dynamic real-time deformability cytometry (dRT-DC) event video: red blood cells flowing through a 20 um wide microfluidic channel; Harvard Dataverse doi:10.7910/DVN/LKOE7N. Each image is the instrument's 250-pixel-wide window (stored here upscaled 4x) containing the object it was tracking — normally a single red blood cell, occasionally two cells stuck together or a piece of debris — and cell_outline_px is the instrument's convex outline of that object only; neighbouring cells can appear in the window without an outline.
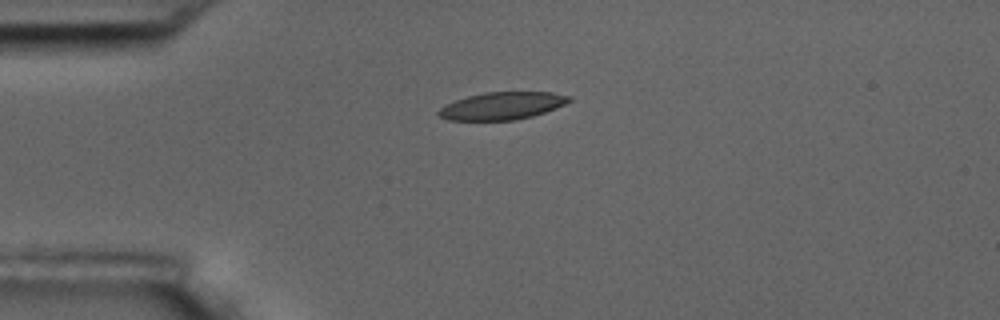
{"species": "common noctule bat (a hibernating species)", "species_latin": "Nyctalus noctula", "temperature_condition": "room temperature", "stored_images_in_passage": 7, "camera_frame_rate_fps": 3000, "um_per_image_px": 0.085, "animal": {"sex": "male", "body_mass_g": 17.5, "forearm_length_mm": 52.3}, "frame": {"image": 1, "passage_image": 1, "time_ms": 0.0, "image_size_px": [1000, 320], "cell_outline_px": [[572, 100], [556, 108], [532, 116], [516, 120], [448, 120], [440, 116], [436, 112], [440, 108], [456, 100], [468, 96], [484, 92], [552, 92], [572, 96]], "centroid_in_image_um": [42.71, 8.99], "position_along_channel_um": 42.3, "area_um2": 20.81}}
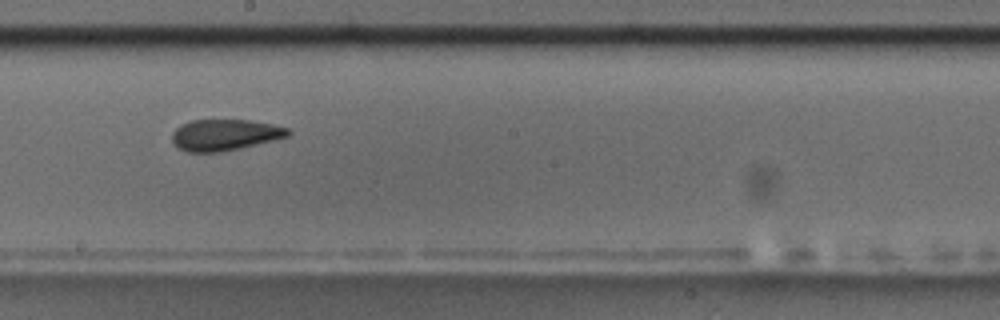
{"frame": {"image": 2, "passage_image": 6, "time_ms": 6.0, "image_size_px": [1000, 320], "cell_outline_px": [[292, 132], [288, 136], [276, 140], [240, 148], [220, 152], [188, 152], [176, 148], [172, 144], [172, 132], [180, 124], [192, 120], [248, 120], [272, 124], [288, 128]], "centroid_in_image_um": [19.08, 11.47], "position_along_channel_um": 229.1, "area_um2": 21.33}}
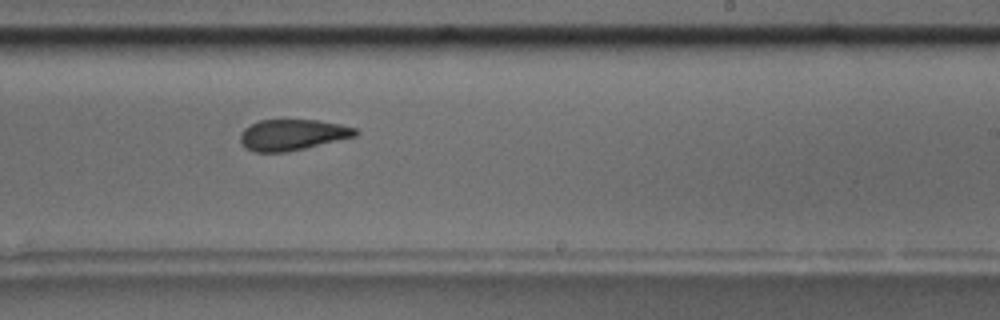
{"frame": {"image": 3, "passage_image": 7, "time_ms": 7.0, "image_size_px": [1000, 320], "cell_outline_px": [[360, 132], [356, 136], [304, 148], [284, 152], [256, 152], [244, 148], [240, 140], [240, 136], [244, 128], [260, 120], [284, 116], [320, 120], [340, 124], [356, 128]], "centroid_in_image_um": [24.84, 11.4], "position_along_channel_um": 264.2, "area_um2": 21.56}}